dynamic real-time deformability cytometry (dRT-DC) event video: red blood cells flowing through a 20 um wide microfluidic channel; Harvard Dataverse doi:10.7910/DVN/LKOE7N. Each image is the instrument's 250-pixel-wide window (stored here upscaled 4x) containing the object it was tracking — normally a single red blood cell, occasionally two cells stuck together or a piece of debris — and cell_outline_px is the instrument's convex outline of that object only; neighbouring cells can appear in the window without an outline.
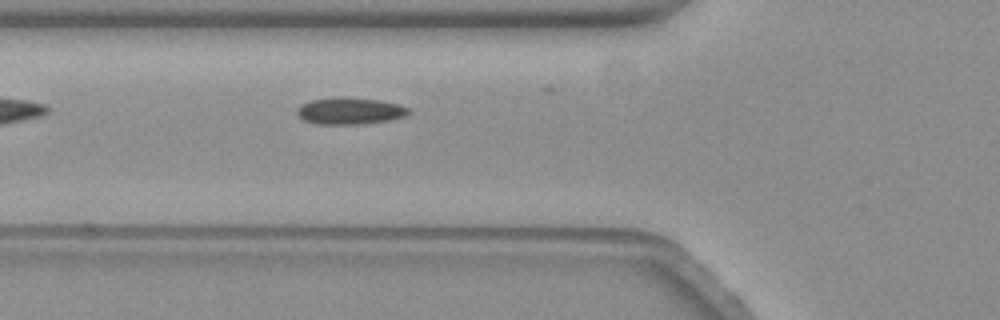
{"species": "common noctule bat (a hibernating species)", "species_latin": "Nyctalus noctula", "temperature_condition": "warm", "stored_images_in_passage": 32, "camera_frame_rate_fps": 3000, "um_per_image_px": 0.085, "animal": {"sex": "female", "body_mass_g": 19.3, "forearm_length_mm": 54.1}, "frame": {"image": 1, "passage_image": 2, "time_ms": 0.333, "image_size_px": [1000, 320], "cell_outline_px": [[412, 112], [404, 116], [388, 120], [360, 124], [316, 124], [304, 120], [296, 112], [296, 108], [300, 104], [312, 100], [340, 96], [344, 96], [380, 100], [400, 104], [408, 108]], "centroid_in_image_um": [29.73, 9.41], "position_along_channel_um": 96.1, "area_um2": 17.57}}